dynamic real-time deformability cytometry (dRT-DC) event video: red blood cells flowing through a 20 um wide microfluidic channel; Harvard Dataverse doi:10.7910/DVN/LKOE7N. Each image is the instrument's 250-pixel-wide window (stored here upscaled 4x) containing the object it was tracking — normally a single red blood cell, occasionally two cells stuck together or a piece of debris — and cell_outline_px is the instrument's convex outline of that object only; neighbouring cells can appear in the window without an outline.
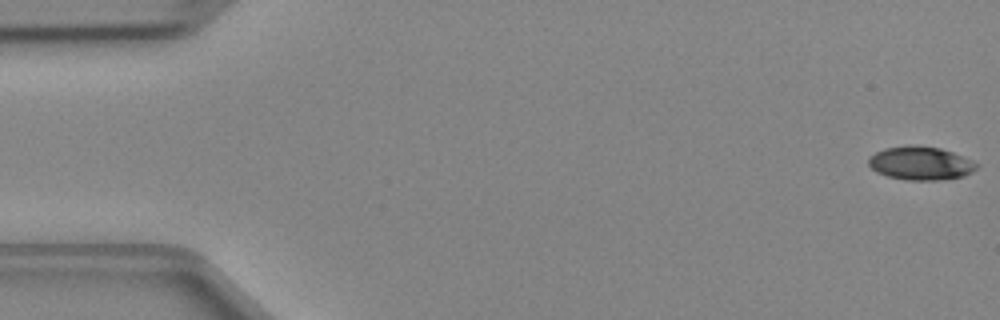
{"species": "Egyptian fruit bat (a non-hibernating species)", "species_latin": "Rousettus aegyptiacus", "temperature_condition": "cold", "stored_images_in_passage": 48, "camera_frame_rate_fps": 3000, "um_per_image_px": 0.085, "animal": {"sex": "female"}, "frame": {"image": 1, "passage_image": 1, "time_ms": 0.0, "image_size_px": [1000, 320], "cell_outline_px": [[980, 164], [972, 172], [964, 176], [940, 180], [908, 180], [888, 176], [876, 172], [868, 164], [868, 156], [884, 148], [912, 144], [940, 148], [952, 152], [972, 160]], "centroid_in_image_um": [78.24, 13.87], "position_along_channel_um": 6.8, "area_um2": 21.21}}
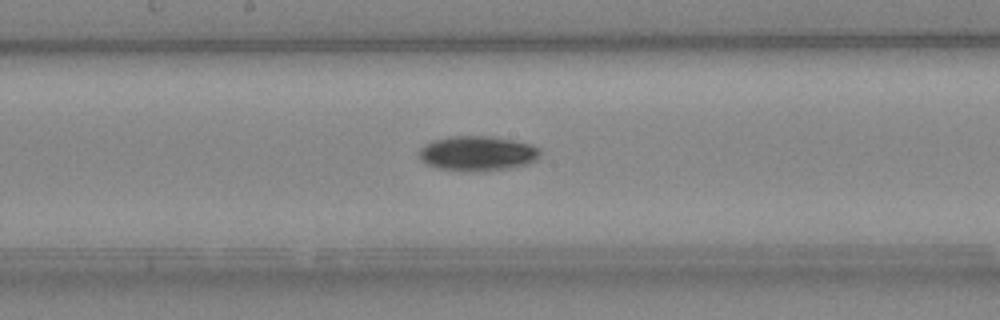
{"frame": {"image": 2, "passage_image": 25, "time_ms": 8.0, "image_size_px": [1000, 320], "cell_outline_px": [[540, 156], [536, 160], [528, 164], [508, 168], [484, 172], [472, 172], [440, 168], [428, 164], [420, 160], [416, 152], [424, 144], [432, 140], [448, 136], [492, 136], [532, 144], [540, 148]], "centroid_in_image_um": [40.57, 13.04], "position_along_channel_um": 207.6, "area_um2": 25.03}}
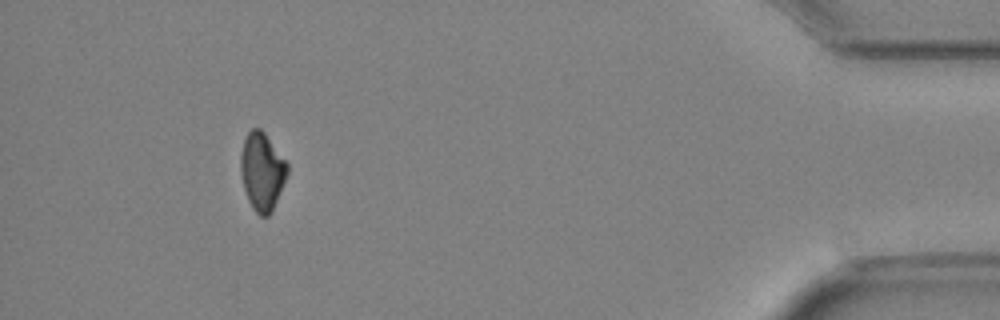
{"frame": {"image": 3, "passage_image": 44, "time_ms": 14.333, "image_size_px": [1000, 320], "cell_outline_px": [[288, 172], [272, 212], [268, 216], [260, 216], [252, 208], [248, 200], [244, 188], [240, 172], [240, 156], [244, 140], [248, 132], [252, 128], [260, 128], [264, 132], [288, 164]], "centroid_in_image_um": [22.26, 14.58], "position_along_channel_um": 412.9, "area_um2": 21.04}}